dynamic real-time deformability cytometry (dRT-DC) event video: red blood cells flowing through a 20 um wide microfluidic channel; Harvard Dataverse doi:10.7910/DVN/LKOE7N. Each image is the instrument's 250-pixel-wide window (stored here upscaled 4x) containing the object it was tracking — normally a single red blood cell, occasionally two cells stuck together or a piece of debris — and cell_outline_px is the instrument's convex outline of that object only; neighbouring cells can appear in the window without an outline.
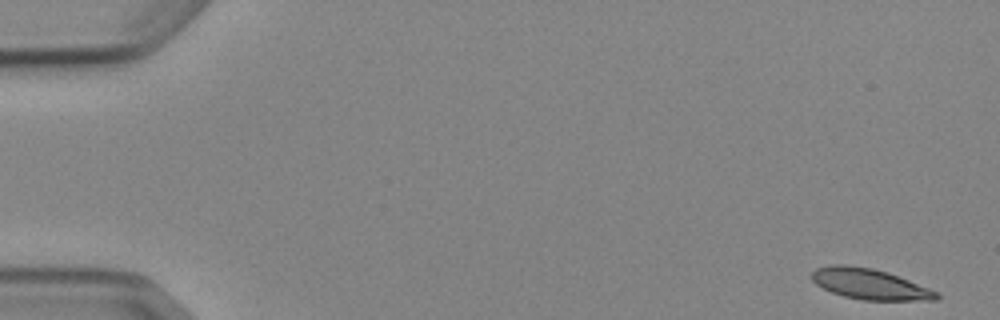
{"species": "Egyptian fruit bat (a non-hibernating species)", "species_latin": "Rousettus aegyptiacus", "temperature_condition": "cold", "stored_images_in_passage": 4, "camera_frame_rate_fps": 3000, "um_per_image_px": 0.085, "animal": {"sex": "female"}, "frame": {"image": 1, "passage_image": 1, "time_ms": 0.0, "image_size_px": [1000, 320], "cell_outline_px": [[940, 296], [936, 300], [864, 300], [844, 296], [832, 292], [816, 284], [812, 280], [812, 272], [816, 268], [828, 264], [844, 264], [872, 268], [908, 280], [940, 292]], "centroid_in_image_um": [73.91, 24.14], "position_along_channel_um": 11.1, "area_um2": 22.08}}